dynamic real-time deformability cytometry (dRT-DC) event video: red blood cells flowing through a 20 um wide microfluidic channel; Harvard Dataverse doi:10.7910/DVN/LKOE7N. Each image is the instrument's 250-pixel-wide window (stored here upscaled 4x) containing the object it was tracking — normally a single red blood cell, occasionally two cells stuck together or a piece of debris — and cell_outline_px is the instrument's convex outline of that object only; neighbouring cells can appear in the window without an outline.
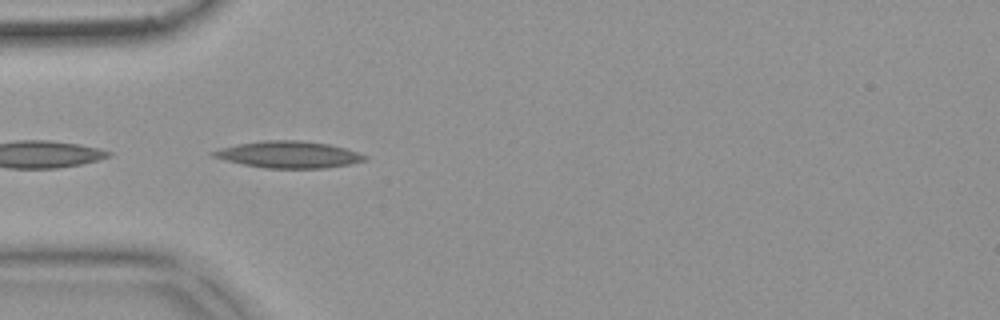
{"species": "common noctule bat (a hibernating species)", "species_latin": "Nyctalus noctula", "temperature_condition": "warm", "stored_images_in_passage": 6, "camera_frame_rate_fps": 3000, "um_per_image_px": 0.085, "animal": {"sex": "female", "body_mass_g": 18.4}, "frame": {"image": 1, "passage_image": 1, "time_ms": 0.0, "image_size_px": [1000, 320], "cell_outline_px": [[368, 160], [348, 164], [324, 168], [264, 168], [224, 160], [212, 156], [208, 152], [220, 148], [236, 144], [264, 140], [300, 140], [328, 144], [344, 148], [368, 156]], "centroid_in_image_um": [24.5, 13.13], "position_along_channel_um": 60.5, "area_um2": 23.58}}